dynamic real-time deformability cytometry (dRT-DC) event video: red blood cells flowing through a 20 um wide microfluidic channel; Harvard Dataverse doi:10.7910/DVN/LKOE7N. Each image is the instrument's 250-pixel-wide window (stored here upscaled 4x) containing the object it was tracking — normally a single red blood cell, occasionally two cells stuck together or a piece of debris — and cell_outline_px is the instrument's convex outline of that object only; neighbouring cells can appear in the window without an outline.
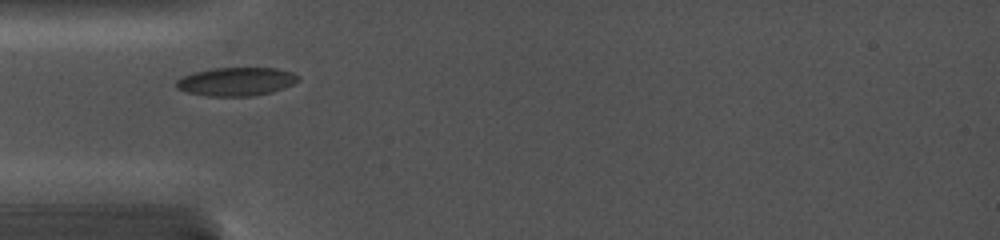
{"species": "common noctule bat (a hibernating species)", "species_latin": "Nyctalus noctula", "temperature_condition": "cold", "stored_images_in_passage": 13, "camera_frame_rate_fps": 5000, "um_per_image_px": 0.085, "animal": {"sex": "female", "body_mass_g": 19.0, "forearm_length_mm": 56.7}, "frame": {"image": 1, "passage_image": 1, "time_ms": 0.0, "image_size_px": [1000, 240], "cell_outline_px": [[300, 80], [292, 84], [272, 92], [252, 96], [208, 96], [188, 92], [176, 88], [176, 80], [192, 72], [212, 68], [276, 68], [292, 72], [300, 76]], "centroid_in_image_um": [20.08, 6.93], "position_along_channel_um": 64.9, "area_um2": 20.23}}
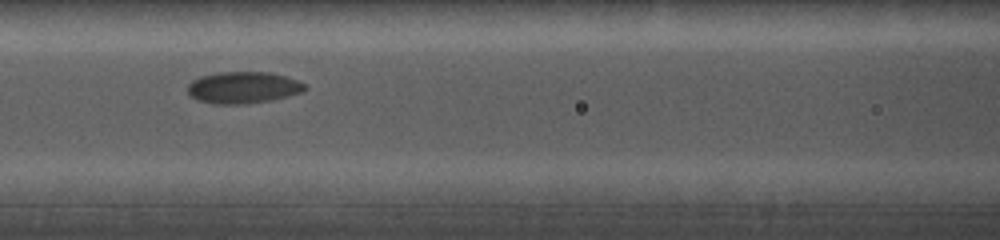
{"frame": {"image": 2, "passage_image": 5, "time_ms": 2.2, "image_size_px": [1000, 240], "cell_outline_px": [[308, 88], [304, 92], [272, 100], [244, 104], [212, 104], [196, 100], [188, 96], [188, 84], [192, 80], [200, 76], [220, 72], [268, 72], [284, 76], [296, 80], [304, 84]], "centroid_in_image_um": [20.64, 7.45], "position_along_channel_um": 146.0, "area_um2": 21.85}}
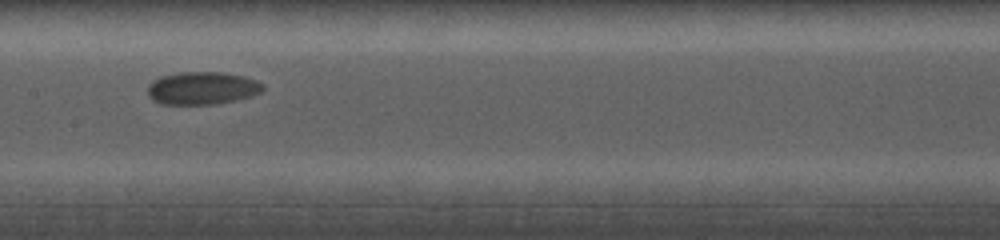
{"frame": {"image": 3, "passage_image": 7, "time_ms": 3.4, "image_size_px": [1000, 240], "cell_outline_px": [[264, 92], [252, 96], [236, 100], [216, 104], [160, 104], [152, 100], [148, 96], [148, 84], [152, 80], [160, 76], [180, 72], [220, 72], [244, 76], [256, 80], [264, 84]], "centroid_in_image_um": [17.19, 7.49], "position_along_channel_um": 190.2, "area_um2": 22.31}}